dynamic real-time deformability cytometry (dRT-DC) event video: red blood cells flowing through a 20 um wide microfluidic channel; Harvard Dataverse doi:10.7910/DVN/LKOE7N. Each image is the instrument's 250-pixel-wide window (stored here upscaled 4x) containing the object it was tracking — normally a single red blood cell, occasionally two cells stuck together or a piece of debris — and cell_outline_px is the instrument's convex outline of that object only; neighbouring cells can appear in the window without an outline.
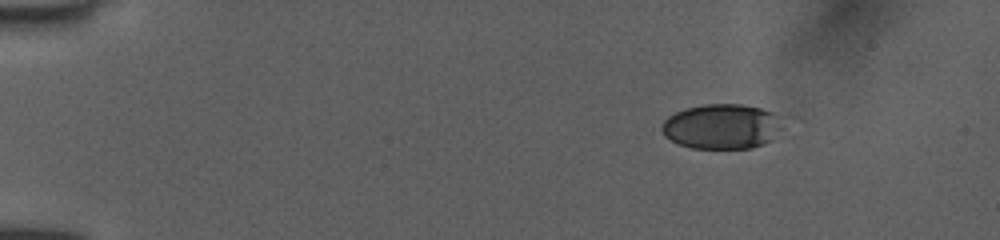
{"species": "human", "species_latin": "Homo sapiens", "temperature_condition": "room temperature", "stored_images_in_passage": 34, "camera_frame_rate_fps": 3000, "um_per_image_px": 0.085, "donor": {"sex": "female"}, "frame": {"image": 1, "passage_image": 1, "time_ms": 0.0, "image_size_px": [1000, 240], "cell_outline_px": [[772, 140], [764, 144], [752, 148], [692, 148], [680, 144], [664, 136], [660, 128], [664, 120], [668, 116], [676, 112], [688, 108], [704, 104], [744, 104], [760, 108], [772, 112]], "centroid_in_image_um": [61.17, 10.75], "position_along_channel_um": 23.8, "area_um2": 30.46}}
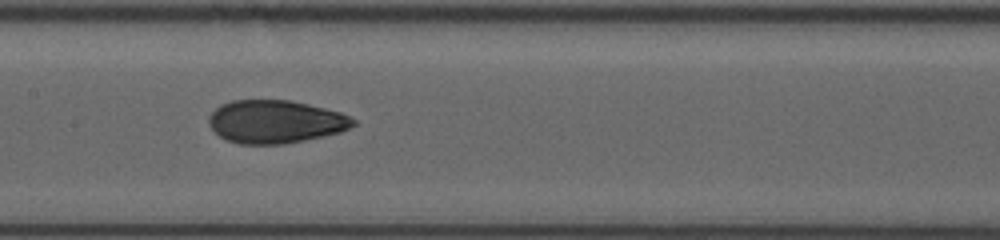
{"frame": {"image": 2, "passage_image": 18, "time_ms": 6.667, "image_size_px": [1000, 240], "cell_outline_px": [[356, 124], [340, 132], [324, 136], [284, 144], [240, 144], [228, 140], [220, 136], [208, 124], [208, 120], [212, 112], [220, 104], [232, 100], [292, 100], [340, 112], [356, 120]], "centroid_in_image_um": [23.41, 10.34], "position_along_channel_um": 184.0, "area_um2": 36.13}}
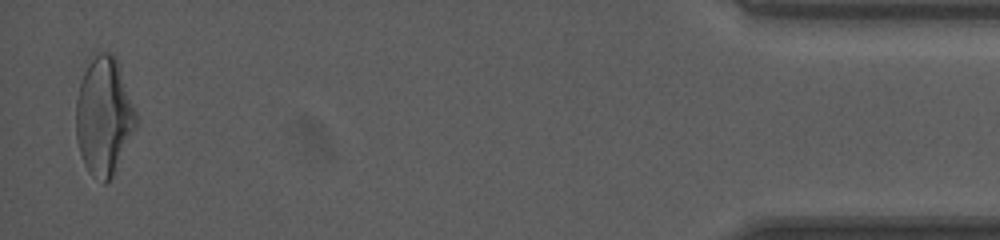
{"frame": {"image": 3, "passage_image": 34, "time_ms": 14.667, "image_size_px": [1000, 240], "cell_outline_px": [[136, 128], [112, 176], [104, 184], [92, 176], [88, 172], [84, 164], [80, 152], [76, 136], [76, 100], [80, 84], [84, 72], [92, 52], [112, 52], [116, 56], [136, 112]], "centroid_in_image_um": [8.82, 9.84], "position_along_channel_um": 426.4, "area_um2": 41.27}, "authors_computed_cell_mechanics": {"area_um2": 36.1828, "velocity_mm_per_s": 3.9913, "shape_relaxation_time_tau1_ms": 4.7027, "shape_relaxation_time_tau2_ms": 1.4415, "deformation_change_tau1": 0.1512, "deformation_change_tau2": 0.0646}}